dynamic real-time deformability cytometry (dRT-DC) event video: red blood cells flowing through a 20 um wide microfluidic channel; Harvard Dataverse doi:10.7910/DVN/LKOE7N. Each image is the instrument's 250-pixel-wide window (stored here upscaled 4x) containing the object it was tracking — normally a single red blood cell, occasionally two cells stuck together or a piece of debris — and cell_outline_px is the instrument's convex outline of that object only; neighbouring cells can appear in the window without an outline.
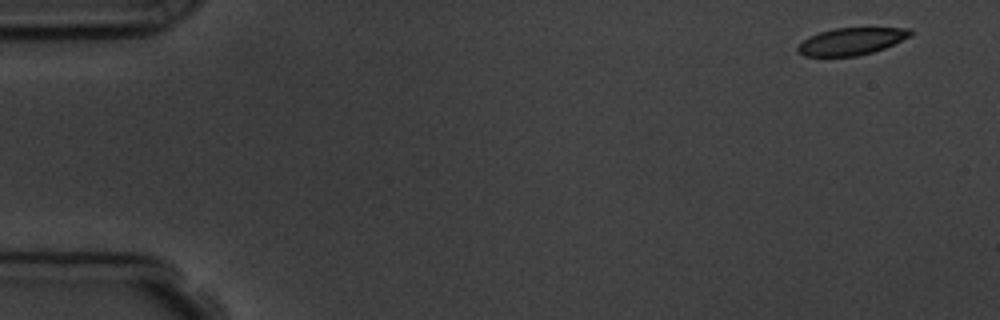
{"species": "common noctule bat (a hibernating species)", "species_latin": "Nyctalus noctula", "temperature_condition": "room temperature", "stored_images_in_passage": 3, "camera_frame_rate_fps": 3000, "um_per_image_px": 0.085, "animal": {"sex": "male", "body_mass_g": 19.5, "forearm_length_mm": 54.6}, "frame": {"image": 1, "passage_image": 1, "time_ms": 0.0, "image_size_px": [1000, 320], "cell_outline_px": [[912, 36], [884, 48], [872, 52], [856, 56], [804, 56], [796, 52], [796, 48], [808, 36], [832, 28], [912, 28]], "centroid_in_image_um": [72.36, 3.51], "position_along_channel_um": 12.6, "area_um2": 17.86}}